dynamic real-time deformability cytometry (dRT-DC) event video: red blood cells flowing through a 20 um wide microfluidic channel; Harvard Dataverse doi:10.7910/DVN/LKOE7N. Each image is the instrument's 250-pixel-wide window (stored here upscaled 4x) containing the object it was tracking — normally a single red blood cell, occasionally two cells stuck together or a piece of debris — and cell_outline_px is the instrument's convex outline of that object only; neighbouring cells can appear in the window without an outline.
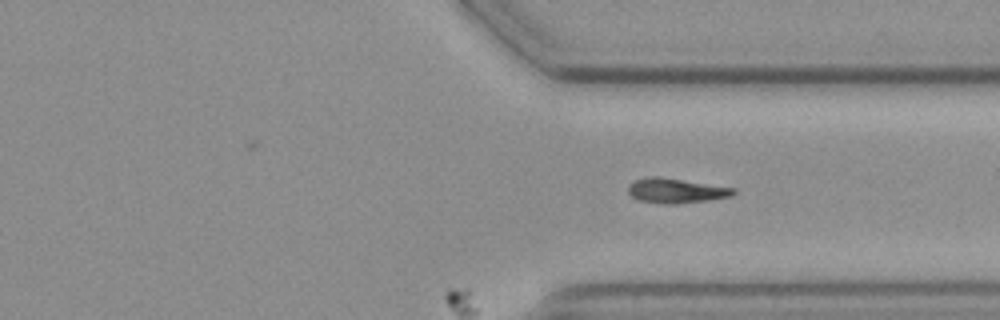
{"species": "common noctule bat (a hibernating species)", "species_latin": "Nyctalus noctula", "temperature_condition": "cold", "stored_images_in_passage": 43, "camera_frame_rate_fps": 3000, "um_per_image_px": 0.085, "animal": {"sex": "female", "body_mass_g": 19.3, "forearm_length_mm": 54.1}, "frame": {"image": 1, "passage_image": 43, "time_ms": 14.0, "image_size_px": [1000, 320], "cell_outline_px": [[736, 192], [732, 196], [708, 200], [676, 204], [664, 204], [640, 200], [632, 196], [628, 192], [628, 184], [636, 180], [648, 176], [656, 176], [736, 188]], "centroid_in_image_um": [57.46, 16.21], "position_along_channel_um": 353.9, "area_um2": 15.09}}